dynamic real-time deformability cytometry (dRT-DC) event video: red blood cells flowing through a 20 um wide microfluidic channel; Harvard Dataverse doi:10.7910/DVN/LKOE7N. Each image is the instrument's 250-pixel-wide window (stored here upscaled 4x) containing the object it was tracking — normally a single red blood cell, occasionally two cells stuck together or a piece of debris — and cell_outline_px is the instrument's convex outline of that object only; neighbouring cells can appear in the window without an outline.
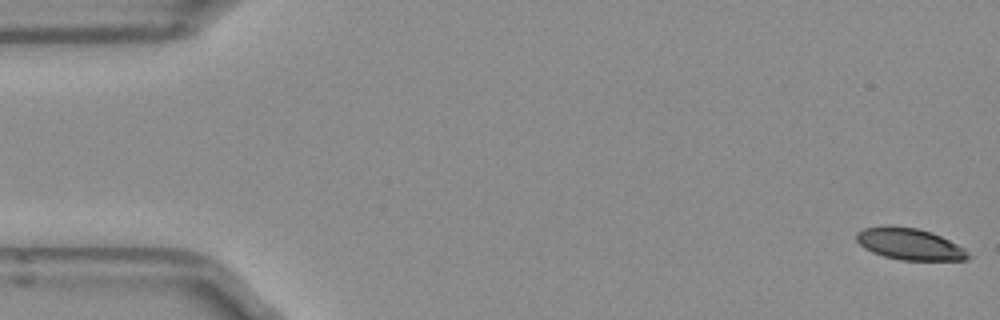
{"species": "Egyptian fruit bat (a non-hibernating species)", "species_latin": "Rousettus aegyptiacus", "temperature_condition": "room temperature", "stored_images_in_passage": 49, "camera_frame_rate_fps": 3000, "um_per_image_px": 0.085, "frame": {"image": 1, "passage_image": 1, "time_ms": 0.0, "image_size_px": [1000, 320], "cell_outline_px": [[972, 256], [968, 260], [900, 260], [884, 256], [872, 252], [864, 248], [856, 240], [856, 232], [864, 228], [888, 224], [892, 224], [916, 228], [932, 232], [964, 248]], "centroid_in_image_um": [77.29, 20.73], "position_along_channel_um": 7.7, "area_um2": 20.81}}
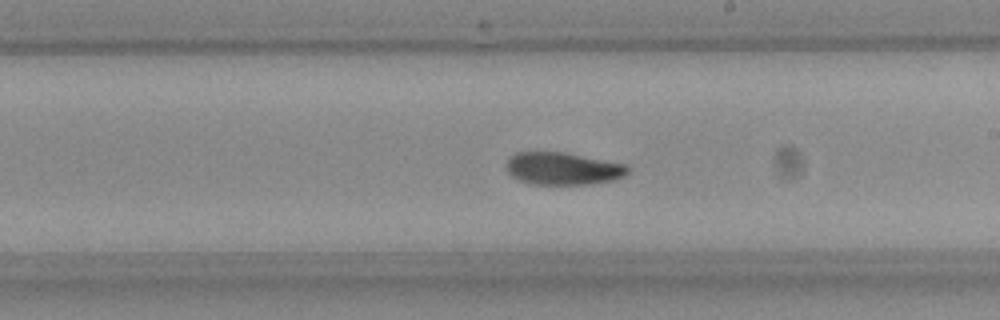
{"frame": {"image": 2, "passage_image": 29, "time_ms": 9.333, "image_size_px": [1000, 320], "cell_outline_px": [[632, 168], [624, 176], [616, 180], [588, 184], [532, 184], [520, 180], [512, 176], [508, 172], [508, 160], [516, 152], [564, 152], [628, 164]], "centroid_in_image_um": [47.93, 14.33], "position_along_channel_um": 241.1, "area_um2": 23.0}}
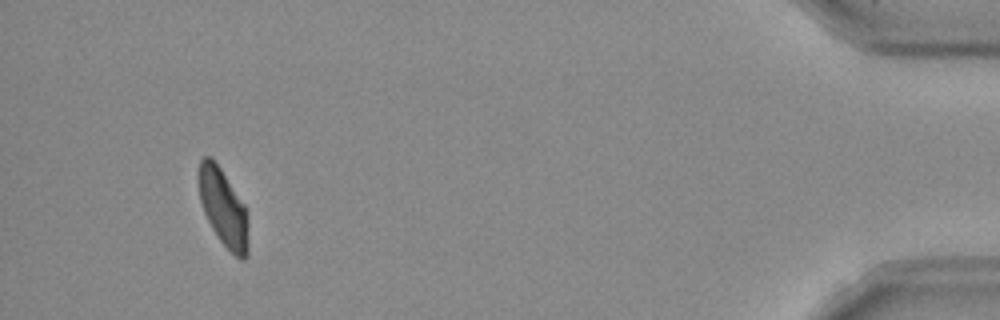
{"frame": {"image": 3, "passage_image": 48, "time_ms": 15.667, "image_size_px": [1000, 320], "cell_outline_px": [[248, 256], [244, 260], [240, 260], [220, 240], [212, 228], [204, 212], [200, 200], [196, 180], [196, 172], [200, 160], [204, 156], [212, 156], [244, 204], [248, 244]], "centroid_in_image_um": [18.92, 17.59], "position_along_channel_um": 416.3, "area_um2": 22.31}, "authors_computed_cell_mechanics": {"area_um2": 23.1778, "velocity_mm_per_s": 3.9426, "shape_relaxation_time_tau1_ms": 4.4051, "shape_relaxation_time_tau2_ms": 8.3375, "deformation_change_tau1": 0.13, "deformation_change_tau2": 0.1462}}